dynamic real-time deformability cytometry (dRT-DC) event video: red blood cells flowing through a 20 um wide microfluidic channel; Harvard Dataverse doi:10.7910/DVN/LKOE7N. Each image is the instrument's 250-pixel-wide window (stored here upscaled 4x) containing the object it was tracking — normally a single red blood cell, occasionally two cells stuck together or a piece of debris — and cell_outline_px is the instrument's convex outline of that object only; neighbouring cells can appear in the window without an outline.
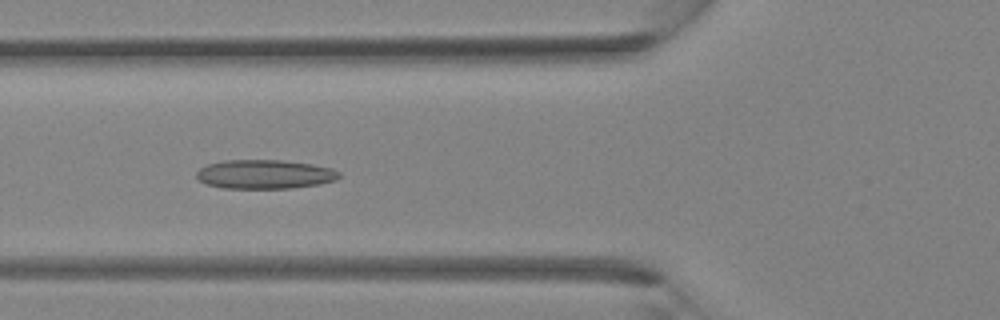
{"species": "Egyptian fruit bat (a non-hibernating species)", "species_latin": "Rousettus aegyptiacus", "temperature_condition": "room temperature", "stored_images_in_passage": 37, "camera_frame_rate_fps": 3000, "um_per_image_px": 0.085, "animal": {"sex": "female"}, "frame": {"image": 1, "passage_image": 14, "time_ms": 4.333, "image_size_px": [1000, 320], "cell_outline_px": [[340, 176], [336, 180], [320, 184], [292, 188], [224, 188], [208, 184], [200, 180], [196, 176], [196, 172], [200, 168], [208, 164], [224, 160], [280, 160], [312, 164], [332, 168], [340, 172]], "centroid_in_image_um": [22.53, 14.81], "position_along_channel_um": 103.3, "area_um2": 24.1}}
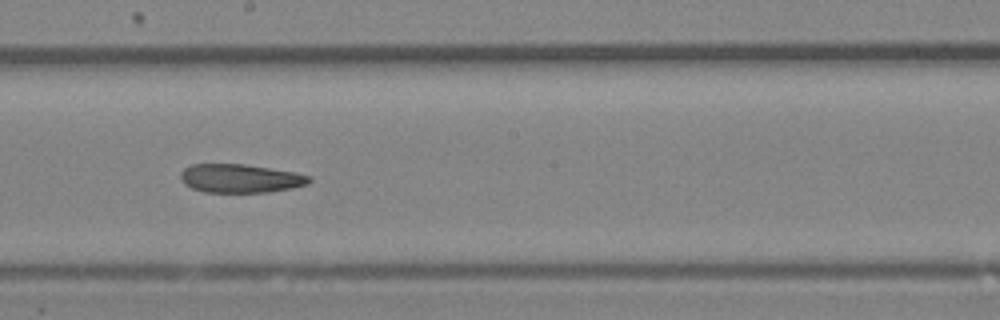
{"frame": {"image": 2, "passage_image": 21, "time_ms": 6.667, "image_size_px": [1000, 320], "cell_outline_px": [[312, 180], [308, 184], [292, 188], [268, 192], [204, 192], [192, 188], [184, 184], [180, 180], [180, 172], [184, 168], [192, 164], [244, 164], [296, 172], [312, 176]], "centroid_in_image_um": [20.43, 15.16], "position_along_channel_um": 227.8, "area_um2": 21.62}}
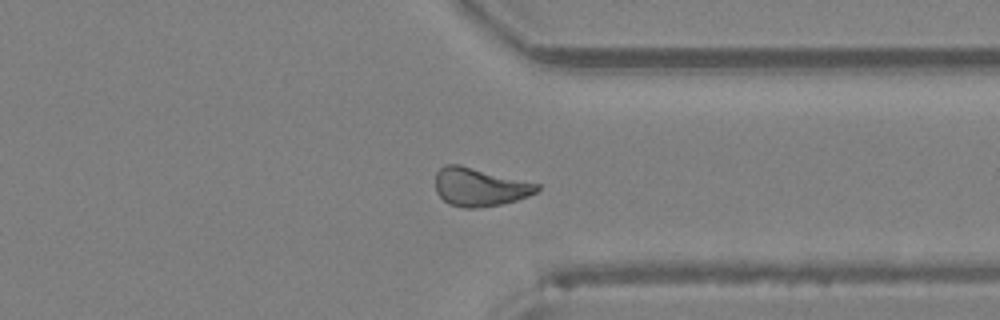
{"frame": {"image": 3, "passage_image": 29, "time_ms": 9.333, "image_size_px": [1000, 320], "cell_outline_px": [[540, 188], [536, 192], [528, 196], [516, 200], [500, 204], [476, 208], [464, 208], [448, 204], [436, 192], [436, 172], [444, 164], [460, 164], [540, 184]], "centroid_in_image_um": [40.76, 15.89], "position_along_channel_um": 370.6, "area_um2": 22.72}}